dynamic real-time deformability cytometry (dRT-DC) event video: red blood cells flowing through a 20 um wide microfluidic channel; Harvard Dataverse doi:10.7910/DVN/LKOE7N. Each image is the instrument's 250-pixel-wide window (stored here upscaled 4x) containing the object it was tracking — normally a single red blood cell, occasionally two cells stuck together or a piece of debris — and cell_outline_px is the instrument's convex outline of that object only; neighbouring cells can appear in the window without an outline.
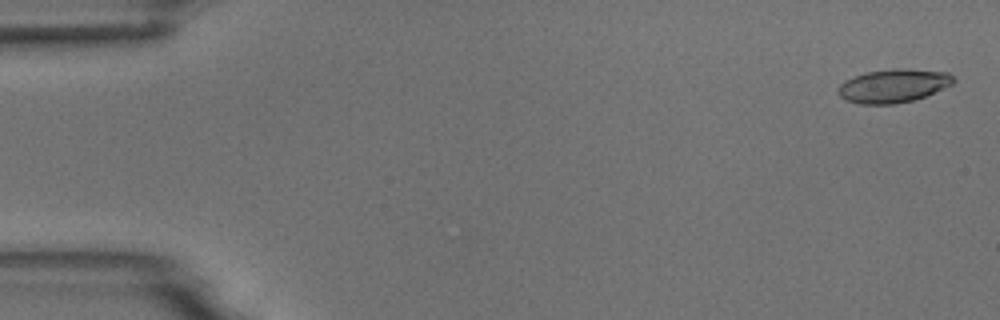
{"species": "common noctule bat (a hibernating species)", "species_latin": "Nyctalus noctula", "temperature_condition": "room temperature", "stored_images_in_passage": 6, "camera_frame_rate_fps": 3000, "um_per_image_px": 0.085, "animal": {"sex": "male", "body_mass_g": 18.8}, "frame": {"image": 1, "passage_image": 1, "time_ms": 0.0, "image_size_px": [1000, 320], "cell_outline_px": [[956, 80], [952, 84], [924, 96], [912, 100], [892, 104], [860, 104], [848, 100], [840, 96], [836, 92], [840, 84], [844, 80], [868, 72], [896, 68], [900, 68], [948, 72]], "centroid_in_image_um": [75.92, 7.29], "position_along_channel_um": 9.1, "area_um2": 22.2}}